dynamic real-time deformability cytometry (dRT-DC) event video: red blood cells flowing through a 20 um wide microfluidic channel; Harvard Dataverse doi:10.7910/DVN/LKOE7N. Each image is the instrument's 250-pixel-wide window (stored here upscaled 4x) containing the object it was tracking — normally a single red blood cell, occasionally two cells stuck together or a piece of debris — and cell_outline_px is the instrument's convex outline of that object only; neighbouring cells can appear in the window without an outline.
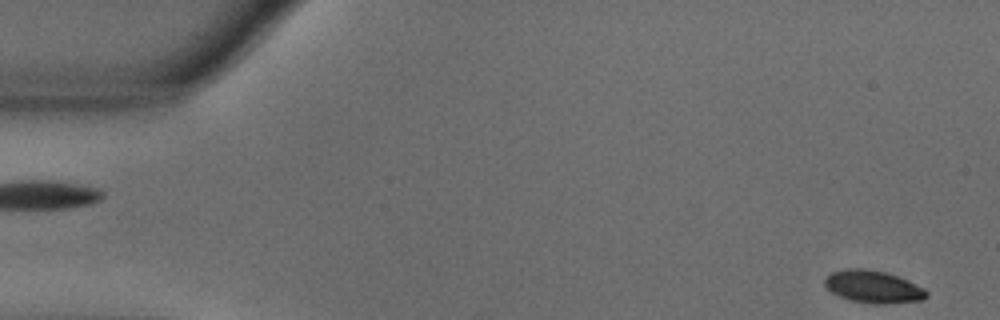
{"species": "common noctule bat (a hibernating species)", "species_latin": "Nyctalus noctula", "temperature_condition": "warm", "stored_images_in_passage": 55, "camera_frame_rate_fps": 3000, "um_per_image_px": 0.085, "animal": {"sex": "male", "body_mass_g": 18.8}, "frame": {"image": 1, "passage_image": 2, "time_ms": 0.333, "image_size_px": [1000, 320], "cell_outline_px": [[928, 296], [924, 300], [888, 304], [872, 304], [852, 300], [840, 296], [832, 292], [824, 284], [824, 280], [832, 272], [848, 268], [864, 268], [884, 272], [908, 280], [924, 288], [928, 292]], "centroid_in_image_um": [74.26, 24.38], "position_along_channel_um": 10.7, "area_um2": 19.19}}
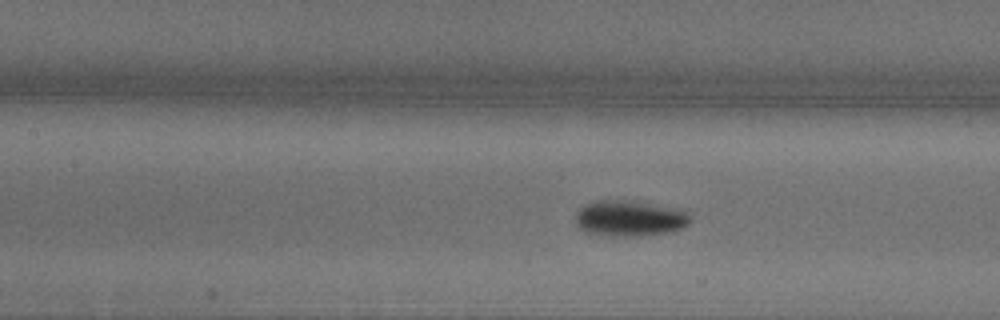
{"frame": {"image": 2, "passage_image": 24, "time_ms": 7.667, "image_size_px": [1000, 320], "cell_outline_px": [[692, 220], [684, 228], [672, 232], [648, 236], [608, 236], [584, 232], [576, 224], [576, 212], [584, 204], [596, 200], [624, 200], [672, 208], [688, 212], [692, 216]], "centroid_in_image_um": [53.52, 18.59], "position_along_channel_um": 153.9, "area_um2": 24.22}}
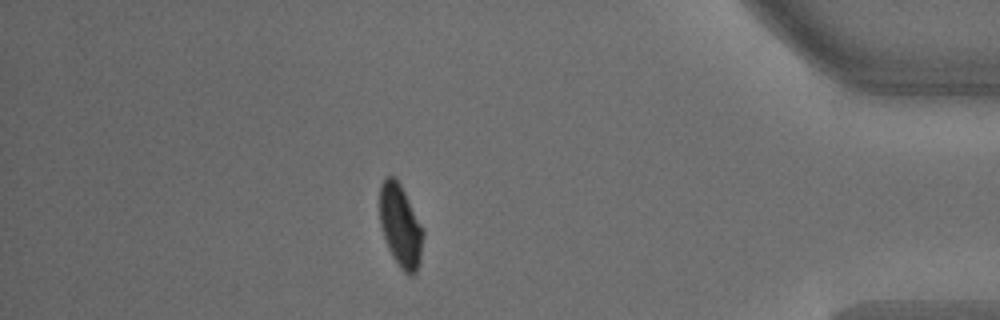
{"frame": {"image": 3, "passage_image": 48, "time_ms": 15.667, "image_size_px": [1000, 320], "cell_outline_px": [[424, 236], [420, 260], [416, 272], [412, 276], [408, 276], [400, 268], [392, 256], [388, 248], [380, 224], [380, 184], [388, 176], [392, 176], [400, 184], [424, 228]], "centroid_in_image_um": [34.06, 19.24], "position_along_channel_um": 401.1, "area_um2": 20.92}, "authors_computed_cell_mechanics": {"area_um2": 21.2704, "velocity_mm_per_s": 3.6051, "shape_relaxation_time_tau1_ms": 2.541, "shape_relaxation_time_tau2_ms": null, "deformation_change_tau1": 0.1476, "deformation_change_tau2": null}}